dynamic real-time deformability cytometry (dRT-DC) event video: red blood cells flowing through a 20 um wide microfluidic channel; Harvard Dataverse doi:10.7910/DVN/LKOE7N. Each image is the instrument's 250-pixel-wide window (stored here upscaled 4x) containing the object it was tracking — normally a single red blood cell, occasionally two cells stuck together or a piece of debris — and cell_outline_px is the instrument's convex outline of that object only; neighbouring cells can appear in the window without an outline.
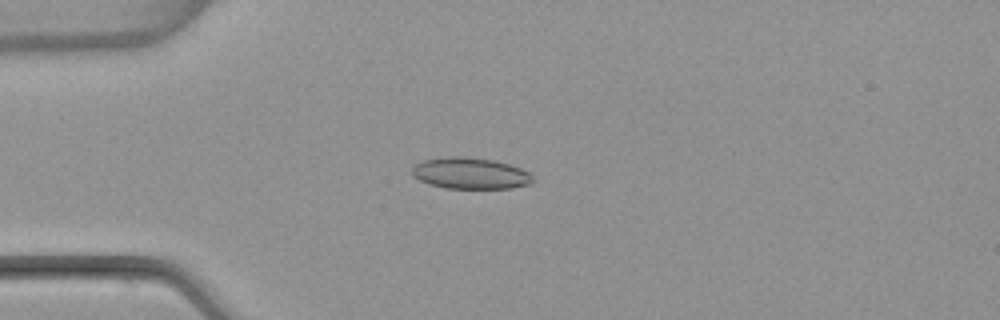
{"species": "common noctule bat (a hibernating species)", "species_latin": "Nyctalus noctula", "temperature_condition": "warm", "stored_images_in_passage": 5, "camera_frame_rate_fps": 3000, "um_per_image_px": 0.085, "animal": {"sex": "female", "body_mass_g": 22.7, "forearm_length_mm": 54.2}, "frame": {"image": 1, "passage_image": 4, "time_ms": 3.333, "image_size_px": [1000, 320], "cell_outline_px": [[536, 180], [532, 184], [512, 188], [448, 188], [428, 184], [412, 176], [412, 168], [416, 164], [424, 160], [448, 156], [464, 156], [492, 160], [508, 164], [520, 168], [528, 172]], "centroid_in_image_um": [39.99, 14.73], "position_along_channel_um": 45.0, "area_um2": 22.08}}
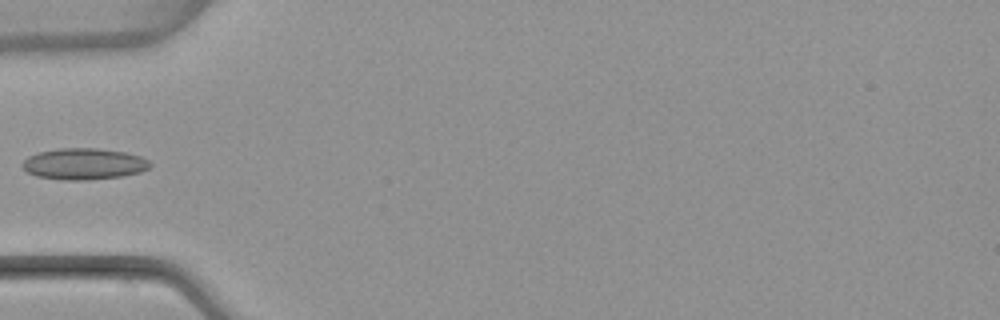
{"frame": {"image": 2, "passage_image": 5, "time_ms": 4.667, "image_size_px": [1000, 320], "cell_outline_px": [[152, 164], [148, 168], [140, 172], [124, 176], [88, 180], [64, 180], [36, 176], [28, 172], [20, 164], [28, 156], [40, 152], [60, 148], [96, 148], [128, 152], [140, 156], [148, 160]], "centroid_in_image_um": [7.15, 13.93], "position_along_channel_um": 77.9, "area_um2": 23.41}}